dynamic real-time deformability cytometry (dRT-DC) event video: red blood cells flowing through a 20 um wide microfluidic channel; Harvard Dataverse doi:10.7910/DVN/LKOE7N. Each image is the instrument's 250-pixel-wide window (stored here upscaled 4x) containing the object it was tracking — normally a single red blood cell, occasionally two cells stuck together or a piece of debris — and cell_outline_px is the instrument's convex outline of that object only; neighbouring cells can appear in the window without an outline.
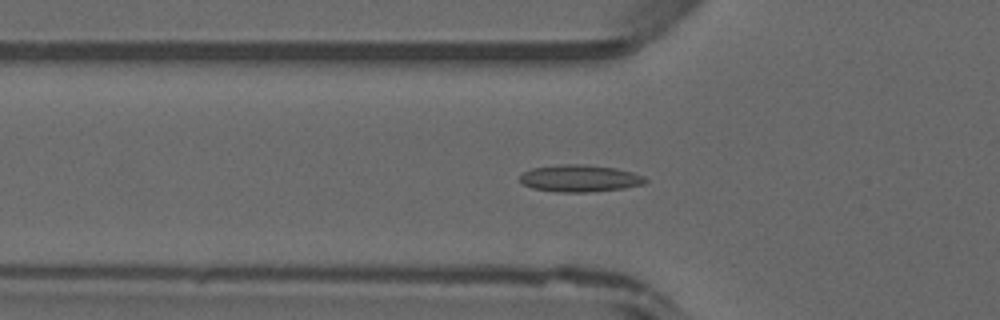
{"species": "common noctule bat (a hibernating species)", "species_latin": "Nyctalus noctula", "temperature_condition": "warm", "stored_images_in_passage": 44, "camera_frame_rate_fps": 3000, "um_per_image_px": 0.085, "animal": {"sex": "male", "forearm_length_mm": 52.5}, "frame": {"image": 1, "passage_image": 13, "time_ms": 4.0, "image_size_px": [1000, 320], "cell_outline_px": [[648, 180], [644, 184], [624, 188], [588, 192], [560, 192], [532, 188], [524, 184], [520, 180], [520, 176], [524, 172], [532, 168], [560, 164], [584, 164], [616, 168], [632, 172], [644, 176]], "centroid_in_image_um": [49.3, 15.15], "position_along_channel_um": 76.5, "area_um2": 19.71}}